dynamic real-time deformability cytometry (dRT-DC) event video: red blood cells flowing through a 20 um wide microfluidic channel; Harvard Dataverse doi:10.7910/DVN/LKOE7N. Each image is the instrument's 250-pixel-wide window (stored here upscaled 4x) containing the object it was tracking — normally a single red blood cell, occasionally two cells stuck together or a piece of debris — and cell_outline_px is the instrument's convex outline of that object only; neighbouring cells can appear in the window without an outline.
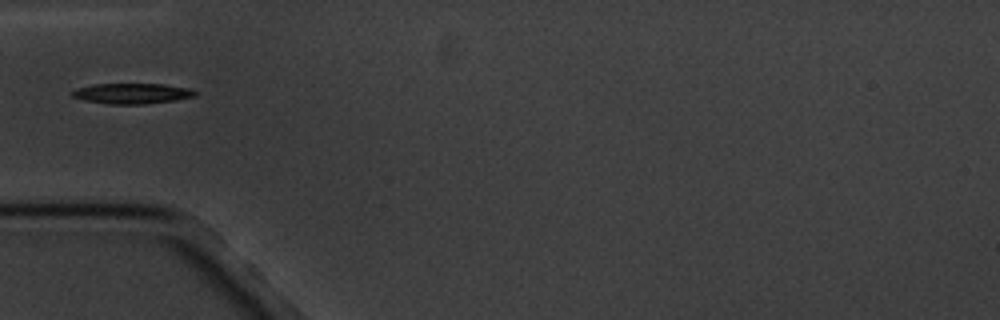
{"species": "common noctule bat (a hibernating species)", "species_latin": "Nyctalus noctula", "temperature_condition": "cold", "stored_images_in_passage": 10, "camera_frame_rate_fps": 3000, "um_per_image_px": 0.085, "animal": {"sex": "male", "body_mass_g": 20.1, "forearm_length_mm": 53.5}, "frame": {"image": 1, "passage_image": 4, "time_ms": 4.333, "image_size_px": [1000, 320], "cell_outline_px": [[200, 92], [196, 96], [176, 100], [144, 104], [108, 104], [84, 100], [72, 96], [68, 92], [76, 88], [92, 84], [164, 84], [192, 88]], "centroid_in_image_um": [11.25, 7.94], "position_along_channel_um": 73.7, "area_um2": 14.97}}
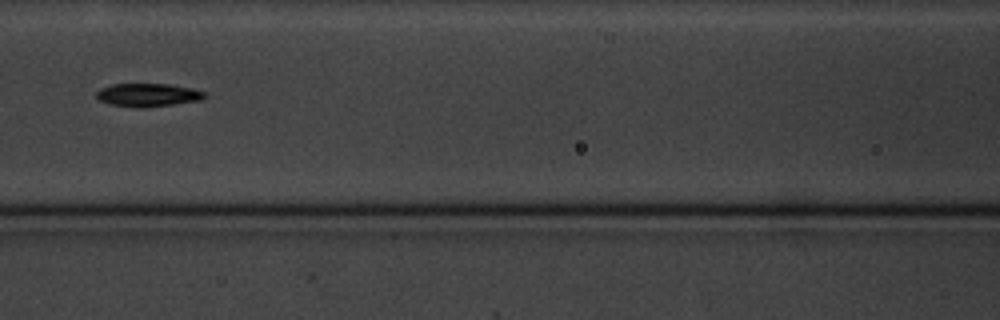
{"frame": {"image": 2, "passage_image": 6, "time_ms": 6.667, "image_size_px": [1000, 320], "cell_outline_px": [[204, 96], [200, 100], [172, 104], [140, 108], [112, 104], [96, 100], [96, 92], [100, 88], [112, 84], [172, 84], [192, 88], [204, 92]], "centroid_in_image_um": [12.51, 8.06], "position_along_channel_um": 154.1, "area_um2": 14.51}}
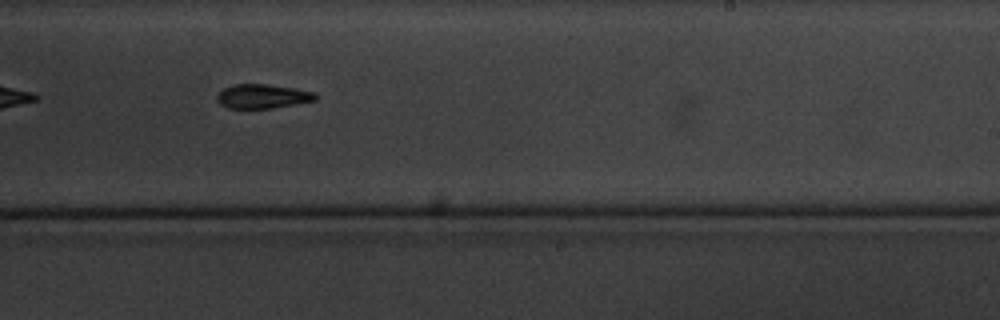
{"frame": {"image": 3, "passage_image": 9, "time_ms": 10.0, "image_size_px": [1000, 320], "cell_outline_px": [[316, 100], [272, 108], [228, 108], [220, 104], [216, 100], [216, 96], [224, 88], [232, 84], [268, 84], [316, 92]], "centroid_in_image_um": [22.29, 8.18], "position_along_channel_um": 266.7, "area_um2": 13.81}}